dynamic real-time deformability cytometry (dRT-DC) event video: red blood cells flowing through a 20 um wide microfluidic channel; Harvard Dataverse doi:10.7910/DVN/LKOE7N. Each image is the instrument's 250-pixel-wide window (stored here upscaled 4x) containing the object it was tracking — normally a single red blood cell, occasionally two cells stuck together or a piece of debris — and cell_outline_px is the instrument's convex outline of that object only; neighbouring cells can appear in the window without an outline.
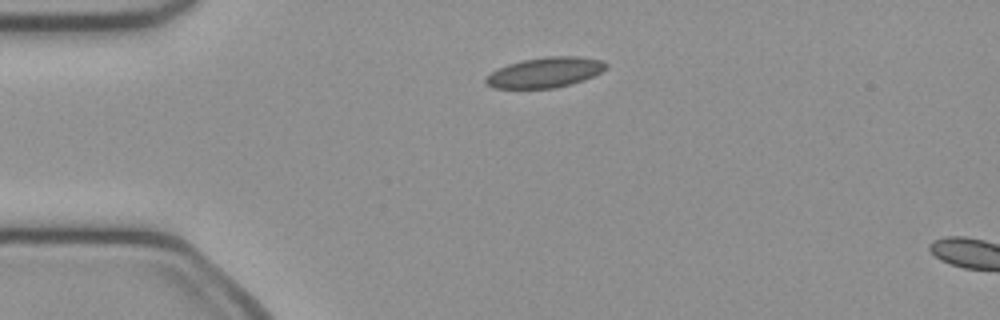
{"species": "common noctule bat (a hibernating species)", "species_latin": "Nyctalus noctula", "temperature_condition": "cold", "stored_images_in_passage": 3, "camera_frame_rate_fps": 3000, "um_per_image_px": 0.085, "animal": {"sex": "female", "body_mass_g": 21.9}, "frame": {"image": 1, "passage_image": 1, "time_ms": 0.0, "image_size_px": [1000, 320], "cell_outline_px": [[608, 68], [584, 80], [572, 84], [552, 88], [492, 88], [484, 80], [492, 72], [508, 64], [524, 60], [544, 56], [580, 56], [604, 60], [608, 64]], "centroid_in_image_um": [46.39, 6.14], "position_along_channel_um": 38.6, "area_um2": 21.15}}